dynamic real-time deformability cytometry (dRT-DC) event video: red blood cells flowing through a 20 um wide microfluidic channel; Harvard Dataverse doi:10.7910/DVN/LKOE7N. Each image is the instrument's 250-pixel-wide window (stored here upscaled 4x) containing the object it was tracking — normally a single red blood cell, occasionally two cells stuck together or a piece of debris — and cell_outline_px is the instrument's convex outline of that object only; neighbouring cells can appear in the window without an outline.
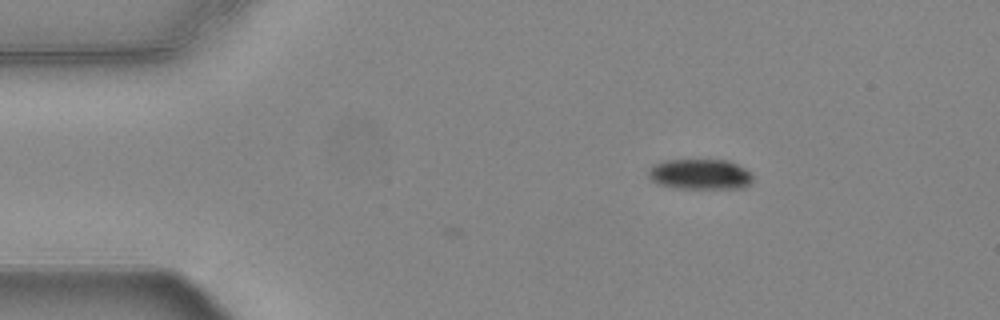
{"species": "common noctule bat (a hibernating species)", "species_latin": "Nyctalus noctula", "temperature_condition": "warm", "stored_images_in_passage": 2, "camera_frame_rate_fps": 3000, "um_per_image_px": 0.085, "animal": {"sex": "female", "body_mass_g": 24.6, "forearm_length_mm": 56.2}, "frame": {"image": 1, "passage_image": 2, "time_ms": 0.333, "image_size_px": [1000, 320], "cell_outline_px": [[752, 180], [748, 184], [740, 188], [676, 188], [656, 184], [648, 176], [648, 168], [664, 160], [728, 160], [752, 172]], "centroid_in_image_um": [59.48, 14.81], "position_along_channel_um": 25.5, "area_um2": 18.5}}